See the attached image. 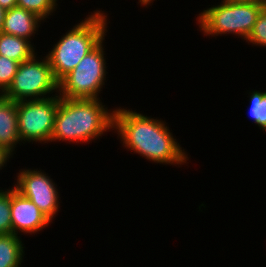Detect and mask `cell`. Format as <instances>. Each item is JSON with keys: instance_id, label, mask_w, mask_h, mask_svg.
<instances>
[{"instance_id": "obj_1", "label": "cell", "mask_w": 266, "mask_h": 267, "mask_svg": "<svg viewBox=\"0 0 266 267\" xmlns=\"http://www.w3.org/2000/svg\"><path fill=\"white\" fill-rule=\"evenodd\" d=\"M165 123L132 109L120 107L114 113V129L126 149L154 163L183 165L188 154Z\"/></svg>"}, {"instance_id": "obj_2", "label": "cell", "mask_w": 266, "mask_h": 267, "mask_svg": "<svg viewBox=\"0 0 266 267\" xmlns=\"http://www.w3.org/2000/svg\"><path fill=\"white\" fill-rule=\"evenodd\" d=\"M99 99H67L59 96L50 142L88 143L102 137L110 129L114 130L115 109H108Z\"/></svg>"}, {"instance_id": "obj_3", "label": "cell", "mask_w": 266, "mask_h": 267, "mask_svg": "<svg viewBox=\"0 0 266 267\" xmlns=\"http://www.w3.org/2000/svg\"><path fill=\"white\" fill-rule=\"evenodd\" d=\"M73 26L46 54L55 79L60 82L107 34V14L93 11Z\"/></svg>"}, {"instance_id": "obj_4", "label": "cell", "mask_w": 266, "mask_h": 267, "mask_svg": "<svg viewBox=\"0 0 266 267\" xmlns=\"http://www.w3.org/2000/svg\"><path fill=\"white\" fill-rule=\"evenodd\" d=\"M266 3H237L221 1L220 5L203 10L197 16L200 31L206 36L224 34L247 39Z\"/></svg>"}, {"instance_id": "obj_5", "label": "cell", "mask_w": 266, "mask_h": 267, "mask_svg": "<svg viewBox=\"0 0 266 267\" xmlns=\"http://www.w3.org/2000/svg\"><path fill=\"white\" fill-rule=\"evenodd\" d=\"M105 37L59 82V96L67 99H98L106 80Z\"/></svg>"}, {"instance_id": "obj_6", "label": "cell", "mask_w": 266, "mask_h": 267, "mask_svg": "<svg viewBox=\"0 0 266 267\" xmlns=\"http://www.w3.org/2000/svg\"><path fill=\"white\" fill-rule=\"evenodd\" d=\"M37 58L36 53L29 60L19 64L10 86L2 94L4 97L19 102L45 99L54 91L59 94V82L54 77L48 58Z\"/></svg>"}, {"instance_id": "obj_7", "label": "cell", "mask_w": 266, "mask_h": 267, "mask_svg": "<svg viewBox=\"0 0 266 267\" xmlns=\"http://www.w3.org/2000/svg\"><path fill=\"white\" fill-rule=\"evenodd\" d=\"M53 96V97H52ZM45 99L17 102L18 132L22 143L50 142L54 129V118L59 105V95L55 93Z\"/></svg>"}, {"instance_id": "obj_8", "label": "cell", "mask_w": 266, "mask_h": 267, "mask_svg": "<svg viewBox=\"0 0 266 267\" xmlns=\"http://www.w3.org/2000/svg\"><path fill=\"white\" fill-rule=\"evenodd\" d=\"M16 177L13 185L16 191L30 199L52 221L60 208L58 189L52 178L38 168L20 170Z\"/></svg>"}, {"instance_id": "obj_9", "label": "cell", "mask_w": 266, "mask_h": 267, "mask_svg": "<svg viewBox=\"0 0 266 267\" xmlns=\"http://www.w3.org/2000/svg\"><path fill=\"white\" fill-rule=\"evenodd\" d=\"M12 233L35 234L52 222L30 199L11 188Z\"/></svg>"}, {"instance_id": "obj_10", "label": "cell", "mask_w": 266, "mask_h": 267, "mask_svg": "<svg viewBox=\"0 0 266 267\" xmlns=\"http://www.w3.org/2000/svg\"><path fill=\"white\" fill-rule=\"evenodd\" d=\"M41 21L43 19L38 15L15 6L6 11L2 33L22 37L30 41L31 36L35 37L34 34L38 31Z\"/></svg>"}, {"instance_id": "obj_11", "label": "cell", "mask_w": 266, "mask_h": 267, "mask_svg": "<svg viewBox=\"0 0 266 267\" xmlns=\"http://www.w3.org/2000/svg\"><path fill=\"white\" fill-rule=\"evenodd\" d=\"M17 123V102L0 94V146L12 154L21 142Z\"/></svg>"}, {"instance_id": "obj_12", "label": "cell", "mask_w": 266, "mask_h": 267, "mask_svg": "<svg viewBox=\"0 0 266 267\" xmlns=\"http://www.w3.org/2000/svg\"><path fill=\"white\" fill-rule=\"evenodd\" d=\"M33 46L31 41L25 38L0 33V55L19 63L29 60L36 54Z\"/></svg>"}, {"instance_id": "obj_13", "label": "cell", "mask_w": 266, "mask_h": 267, "mask_svg": "<svg viewBox=\"0 0 266 267\" xmlns=\"http://www.w3.org/2000/svg\"><path fill=\"white\" fill-rule=\"evenodd\" d=\"M21 237L14 234H0V267H20L24 257Z\"/></svg>"}, {"instance_id": "obj_14", "label": "cell", "mask_w": 266, "mask_h": 267, "mask_svg": "<svg viewBox=\"0 0 266 267\" xmlns=\"http://www.w3.org/2000/svg\"><path fill=\"white\" fill-rule=\"evenodd\" d=\"M250 110L249 114L254 123L266 132V91L258 90L250 93Z\"/></svg>"}, {"instance_id": "obj_15", "label": "cell", "mask_w": 266, "mask_h": 267, "mask_svg": "<svg viewBox=\"0 0 266 267\" xmlns=\"http://www.w3.org/2000/svg\"><path fill=\"white\" fill-rule=\"evenodd\" d=\"M57 0H17V6L38 15L41 19L48 18L57 9Z\"/></svg>"}, {"instance_id": "obj_16", "label": "cell", "mask_w": 266, "mask_h": 267, "mask_svg": "<svg viewBox=\"0 0 266 267\" xmlns=\"http://www.w3.org/2000/svg\"><path fill=\"white\" fill-rule=\"evenodd\" d=\"M12 233L11 189H0V234Z\"/></svg>"}, {"instance_id": "obj_17", "label": "cell", "mask_w": 266, "mask_h": 267, "mask_svg": "<svg viewBox=\"0 0 266 267\" xmlns=\"http://www.w3.org/2000/svg\"><path fill=\"white\" fill-rule=\"evenodd\" d=\"M19 62L0 55V94L2 95L10 86L17 69Z\"/></svg>"}, {"instance_id": "obj_18", "label": "cell", "mask_w": 266, "mask_h": 267, "mask_svg": "<svg viewBox=\"0 0 266 267\" xmlns=\"http://www.w3.org/2000/svg\"><path fill=\"white\" fill-rule=\"evenodd\" d=\"M246 42L251 43L252 46L266 47V5L260 11Z\"/></svg>"}, {"instance_id": "obj_19", "label": "cell", "mask_w": 266, "mask_h": 267, "mask_svg": "<svg viewBox=\"0 0 266 267\" xmlns=\"http://www.w3.org/2000/svg\"><path fill=\"white\" fill-rule=\"evenodd\" d=\"M12 153H10L7 149L0 146V169L2 170V167L4 165L6 166L8 160L10 157H12Z\"/></svg>"}, {"instance_id": "obj_20", "label": "cell", "mask_w": 266, "mask_h": 267, "mask_svg": "<svg viewBox=\"0 0 266 267\" xmlns=\"http://www.w3.org/2000/svg\"><path fill=\"white\" fill-rule=\"evenodd\" d=\"M0 6L5 10L11 9L17 6V0H0Z\"/></svg>"}, {"instance_id": "obj_21", "label": "cell", "mask_w": 266, "mask_h": 267, "mask_svg": "<svg viewBox=\"0 0 266 267\" xmlns=\"http://www.w3.org/2000/svg\"><path fill=\"white\" fill-rule=\"evenodd\" d=\"M228 2H237V3H266V0H223Z\"/></svg>"}, {"instance_id": "obj_22", "label": "cell", "mask_w": 266, "mask_h": 267, "mask_svg": "<svg viewBox=\"0 0 266 267\" xmlns=\"http://www.w3.org/2000/svg\"><path fill=\"white\" fill-rule=\"evenodd\" d=\"M6 11L3 7L0 6V33L2 32L3 25H4V19Z\"/></svg>"}, {"instance_id": "obj_23", "label": "cell", "mask_w": 266, "mask_h": 267, "mask_svg": "<svg viewBox=\"0 0 266 267\" xmlns=\"http://www.w3.org/2000/svg\"><path fill=\"white\" fill-rule=\"evenodd\" d=\"M154 0H139V2L138 3H140L142 6H146L147 7V5H150L152 2H153Z\"/></svg>"}]
</instances>
